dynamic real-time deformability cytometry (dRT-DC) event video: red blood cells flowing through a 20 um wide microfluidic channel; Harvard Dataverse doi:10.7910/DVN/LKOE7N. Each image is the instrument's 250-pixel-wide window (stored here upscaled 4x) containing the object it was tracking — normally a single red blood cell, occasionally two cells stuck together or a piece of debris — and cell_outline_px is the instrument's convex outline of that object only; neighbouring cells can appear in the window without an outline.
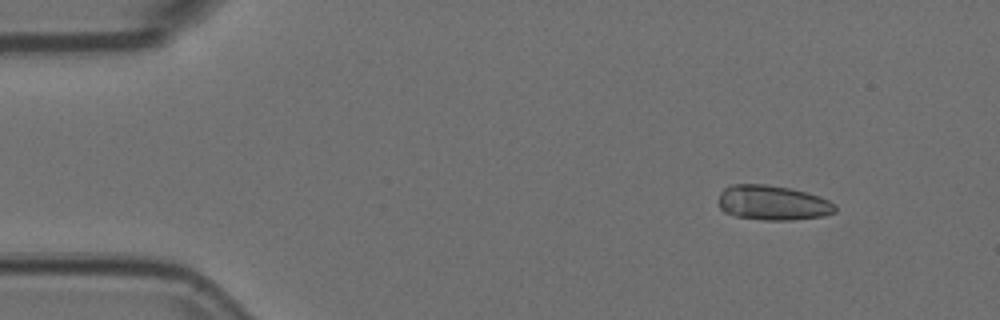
{"species": "Egyptian fruit bat (a non-hibernating species)", "species_latin": "Rousettus aegyptiacus", "temperature_condition": "room temperature", "stored_images_in_passage": 49, "camera_frame_rate_fps": 3000, "um_per_image_px": 0.085, "animal": {"sex": "female"}, "frame": {"image": 1, "passage_image": 2, "time_ms": 0.333, "image_size_px": [1000, 320], "cell_outline_px": [[836, 212], [824, 216], [792, 220], [764, 220], [736, 216], [724, 212], [720, 208], [720, 192], [728, 184], [764, 184], [788, 188], [808, 192], [820, 196], [836, 204]], "centroid_in_image_um": [65.7, 17.23], "position_along_channel_um": 19.3, "area_um2": 23.81}}
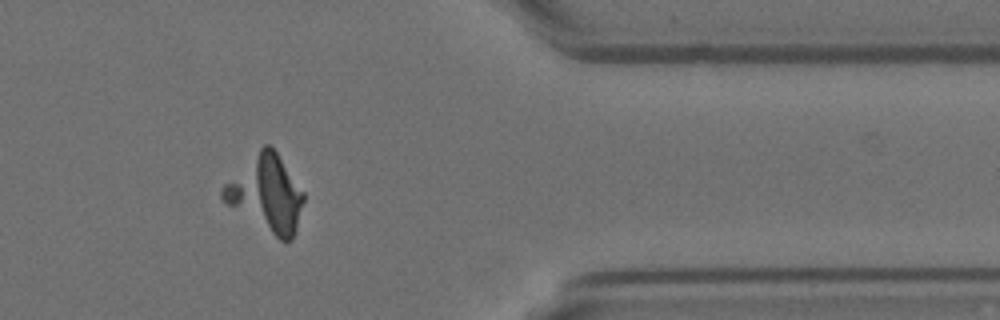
{"frame": {"image": 2, "passage_image": 40, "time_ms": 13.0, "image_size_px": [1000, 320], "cell_outline_px": [[304, 200], [296, 228], [292, 240], [280, 240], [224, 204], [220, 196], [220, 192], [224, 184], [264, 144], [268, 144], [276, 152], [304, 192]], "centroid_in_image_um": [22.6, 16.49], "position_along_channel_um": 388.8, "area_um2": 35.2}}
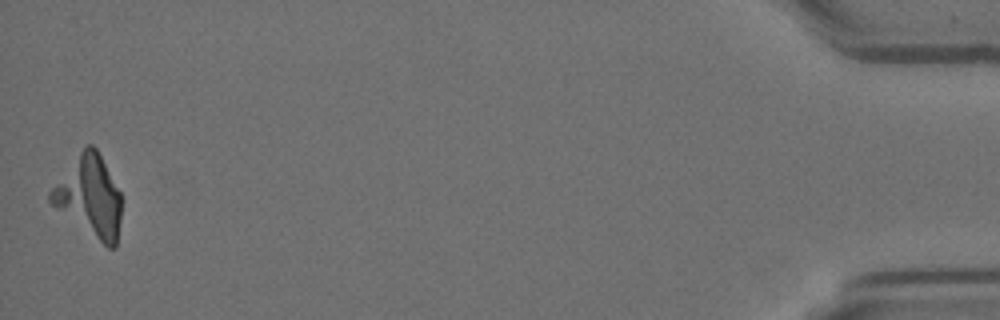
{"frame": {"image": 3, "passage_image": 49, "time_ms": 16.0, "image_size_px": [1000, 320], "cell_outline_px": [[120, 220], [116, 248], [108, 248], [56, 208], [48, 200], [48, 192], [84, 144], [92, 144], [96, 148], [120, 192]], "centroid_in_image_um": [7.59, 16.67], "position_along_channel_um": 427.6, "area_um2": 32.83}}